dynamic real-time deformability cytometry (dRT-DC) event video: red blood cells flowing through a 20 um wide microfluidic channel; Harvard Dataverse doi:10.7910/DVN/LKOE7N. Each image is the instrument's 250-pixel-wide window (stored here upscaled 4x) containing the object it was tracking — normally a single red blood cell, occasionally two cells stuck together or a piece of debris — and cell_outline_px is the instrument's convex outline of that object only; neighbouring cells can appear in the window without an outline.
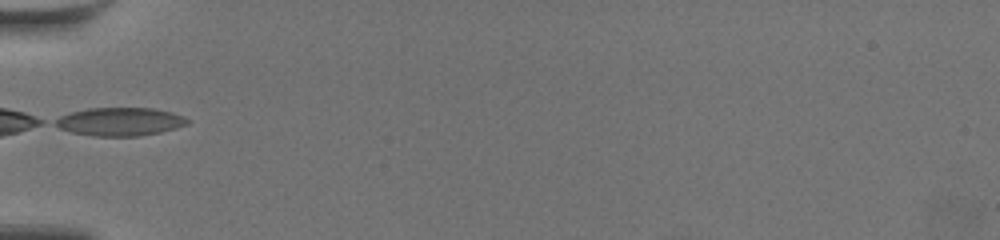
{"species": "common noctule bat (a hibernating species)", "species_latin": "Nyctalus noctula", "temperature_condition": "warm", "stored_images_in_passage": 23, "camera_frame_rate_fps": 3000, "um_per_image_px": 0.085, "animal": {"sex": "female", "body_mass_g": 19.5, "forearm_length_mm": 54.1}, "frame": {"image": 1, "passage_image": 1, "time_ms": 0.0, "image_size_px": [1000, 240], "cell_outline_px": [[192, 120], [188, 124], [176, 128], [160, 132], [140, 136], [92, 136], [72, 132], [60, 128], [52, 124], [52, 120], [60, 116], [72, 112], [88, 108], [152, 108], [172, 112], [184, 116]], "centroid_in_image_um": [10.2, 10.34], "position_along_channel_um": 74.8, "area_um2": 21.96}}